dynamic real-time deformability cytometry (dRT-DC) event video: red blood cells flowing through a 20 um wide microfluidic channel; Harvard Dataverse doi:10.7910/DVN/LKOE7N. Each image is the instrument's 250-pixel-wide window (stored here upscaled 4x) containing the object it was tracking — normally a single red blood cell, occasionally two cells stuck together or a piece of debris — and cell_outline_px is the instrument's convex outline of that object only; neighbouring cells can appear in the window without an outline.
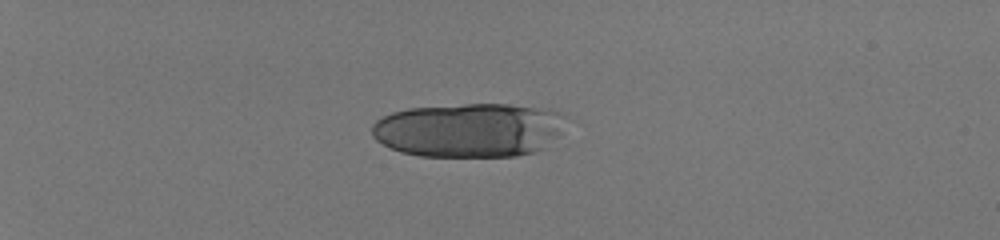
{"species": "human", "species_latin": "Homo sapiens", "temperature_condition": "room temperature", "stored_images_in_passage": 19, "camera_frame_rate_fps": 3000, "um_per_image_px": 0.085, "donor": {"sex": "male"}, "frame": {"image": 1, "passage_image": 8, "time_ms": 2.333, "image_size_px": [1000, 240], "cell_outline_px": [[568, 116], [560, 132], [556, 136], [536, 152], [516, 156], [420, 156], [400, 152], [388, 148], [376, 140], [372, 136], [372, 124], [376, 120], [392, 112], [408, 108], [464, 104], [508, 104], [560, 112]], "centroid_in_image_um": [39.82, 11.05], "position_along_channel_um": 45.2, "area_um2": 61.27}}